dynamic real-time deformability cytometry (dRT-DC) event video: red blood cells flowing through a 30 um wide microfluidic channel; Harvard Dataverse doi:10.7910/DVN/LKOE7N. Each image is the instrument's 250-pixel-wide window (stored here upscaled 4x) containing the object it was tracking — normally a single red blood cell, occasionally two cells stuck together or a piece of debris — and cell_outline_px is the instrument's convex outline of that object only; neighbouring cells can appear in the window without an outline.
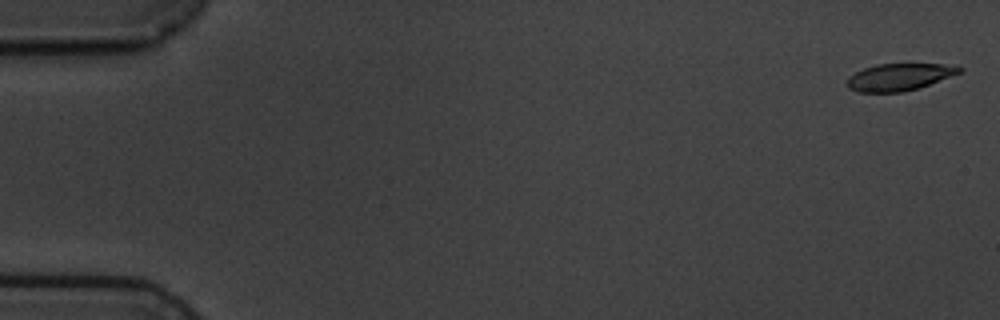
{"species": "common noctule bat (a hibernating species)", "species_latin": "Nyctalus noctula", "temperature_condition": "cold", "stored_images_in_passage": 14, "camera_frame_rate_fps": 3000, "um_per_image_px": 0.085, "animal": {"sex": "male", "body_mass_g": 19.5, "forearm_length_mm": 54.6}, "frame": {"image": 1, "passage_image": 1, "time_ms": 0.0, "image_size_px": [1000, 320], "cell_outline_px": [[964, 68], [960, 72], [920, 88], [904, 92], [860, 92], [848, 88], [848, 76], [864, 68], [876, 64], [940, 64]], "centroid_in_image_um": [76.4, 6.55], "position_along_channel_um": 8.6, "area_um2": 17.51}}
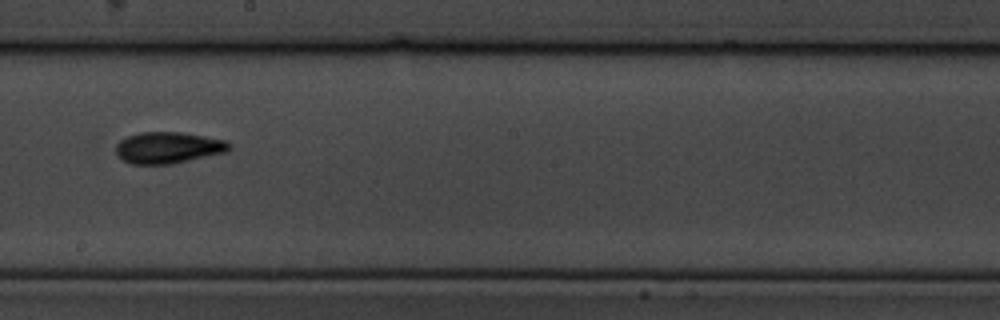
{"frame": {"image": 2, "passage_image": 9, "time_ms": 10.333, "image_size_px": [1000, 320], "cell_outline_px": [[232, 148], [228, 152], [172, 164], [132, 164], [124, 160], [116, 152], [116, 144], [120, 140], [128, 136], [140, 132], [180, 132], [204, 136], [224, 140], [232, 144]], "centroid_in_image_um": [14.34, 12.55], "position_along_channel_um": 233.9, "area_um2": 20.81}}
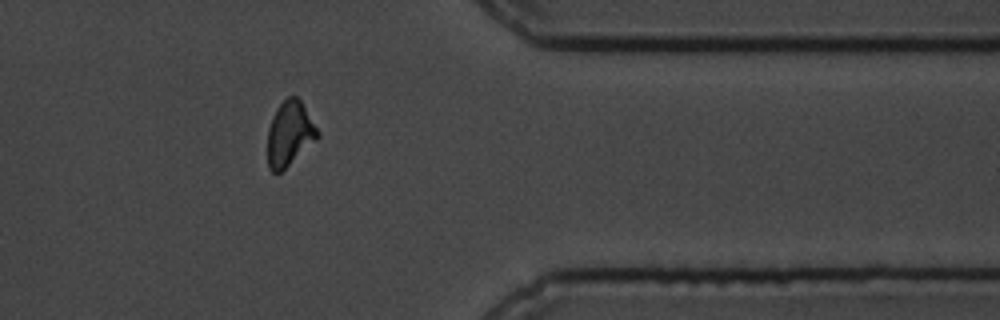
{"frame": {"image": 3, "passage_image": 13, "time_ms": 15.0, "image_size_px": [1000, 320], "cell_outline_px": [[320, 136], [316, 140], [280, 172], [272, 172], [268, 168], [268, 128], [272, 116], [276, 108], [288, 96], [296, 96], [300, 100], [320, 132]], "centroid_in_image_um": [24.61, 11.35], "position_along_channel_um": 386.8, "area_um2": 18.67}, "authors_computed_cell_mechanics": {"area_um2": 19.3341, "velocity_mm_per_s": 3.5762, "shape_relaxation_time_tau1_ms": 2.8392, "shape_relaxation_time_tau2_ms": 2.6744, "deformation_change_tau1": 0.0985, "deformation_change_tau2": 0.0898}}